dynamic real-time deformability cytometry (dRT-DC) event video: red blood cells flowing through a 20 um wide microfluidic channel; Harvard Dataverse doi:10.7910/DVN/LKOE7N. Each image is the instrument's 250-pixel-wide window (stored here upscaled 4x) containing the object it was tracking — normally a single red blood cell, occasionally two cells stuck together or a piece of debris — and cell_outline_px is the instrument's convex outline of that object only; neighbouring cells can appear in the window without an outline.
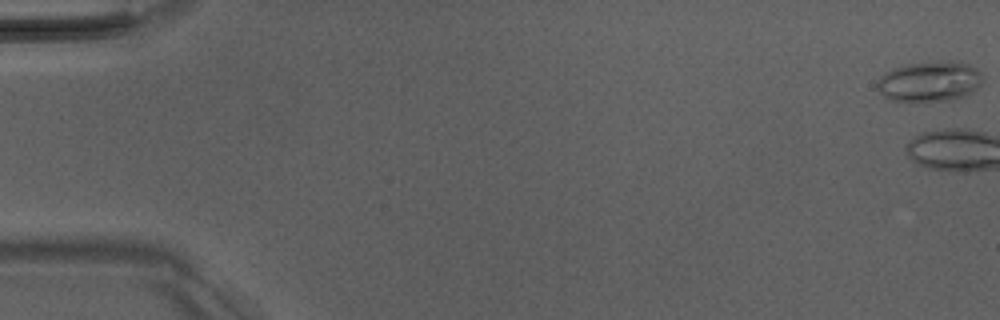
{"species": "Egyptian fruit bat (a non-hibernating species)", "species_latin": "Rousettus aegyptiacus", "temperature_condition": "room temperature", "stored_images_in_passage": 3, "camera_frame_rate_fps": 3000, "um_per_image_px": 0.085, "animal": {"sex": "male"}, "frame": {"image": 1, "passage_image": 1, "time_ms": 0.0, "image_size_px": [1000, 320], "cell_outline_px": [[984, 80], [972, 92], [964, 96], [952, 100], [924, 104], [916, 104], [888, 100], [880, 92], [876, 84], [880, 76], [884, 72], [892, 68], [908, 64], [968, 64], [976, 68], [984, 76]], "centroid_in_image_um": [78.96, 7.03], "position_along_channel_um": 6.0, "area_um2": 24.91}}